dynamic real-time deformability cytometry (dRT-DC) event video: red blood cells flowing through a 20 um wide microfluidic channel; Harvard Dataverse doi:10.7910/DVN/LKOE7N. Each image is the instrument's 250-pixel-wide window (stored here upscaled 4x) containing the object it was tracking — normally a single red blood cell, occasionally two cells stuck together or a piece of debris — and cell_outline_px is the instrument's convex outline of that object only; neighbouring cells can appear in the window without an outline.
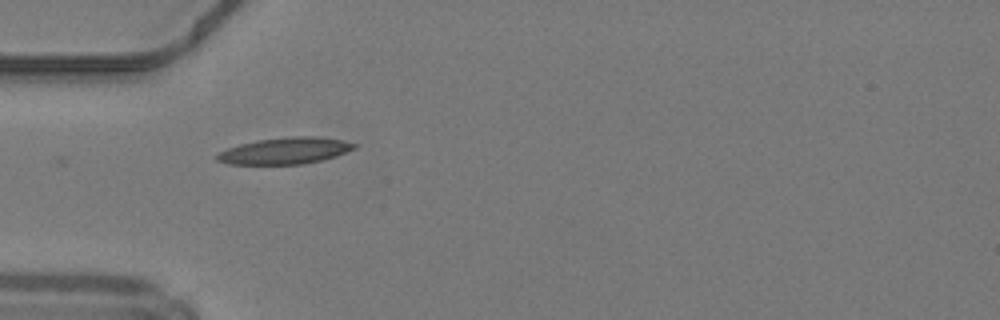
{"species": "common noctule bat (a hibernating species)", "species_latin": "Nyctalus noctula", "temperature_condition": "warm", "stored_images_in_passage": 34, "camera_frame_rate_fps": 3000, "um_per_image_px": 0.085, "animal": {"sex": "male", "body_mass_g": 19.2, "forearm_length_mm": 51.8}, "frame": {"image": 1, "passage_image": 1, "time_ms": 0.0, "image_size_px": [1000, 320], "cell_outline_px": [[356, 148], [336, 156], [320, 160], [300, 164], [228, 164], [216, 160], [216, 156], [220, 152], [228, 148], [240, 144], [256, 140], [288, 136], [316, 136], [340, 140], [356, 144]], "centroid_in_image_um": [24.21, 12.81], "position_along_channel_um": 60.8, "area_um2": 21.04}}
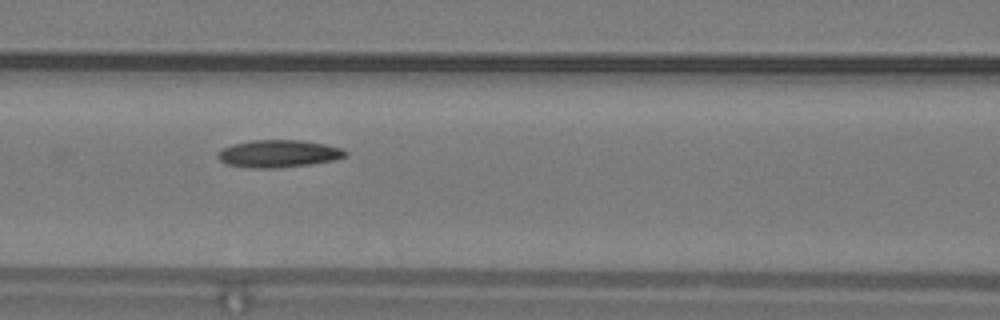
{"frame": {"image": 2, "passage_image": 7, "time_ms": 2.0, "image_size_px": [1000, 320], "cell_outline_px": [[348, 156], [336, 160], [280, 168], [248, 168], [228, 164], [220, 160], [216, 156], [224, 148], [232, 144], [252, 140], [300, 140], [324, 144], [344, 148], [348, 152]], "centroid_in_image_um": [23.73, 13.06], "position_along_channel_um": 142.9, "area_um2": 20.46}}
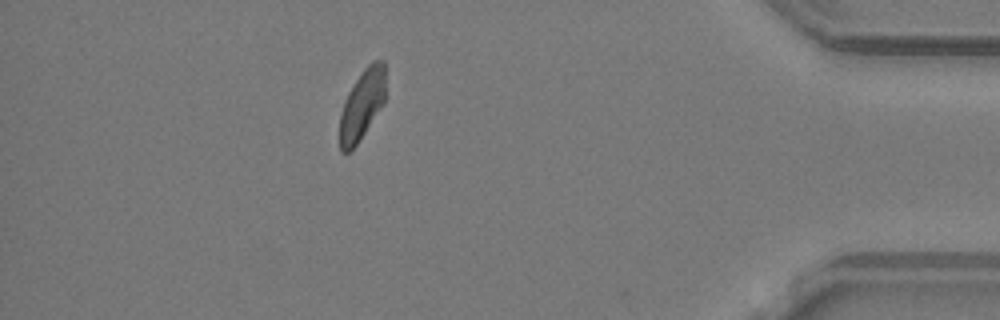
{"frame": {"image": 3, "passage_image": 29, "time_ms": 9.333, "image_size_px": [1000, 320], "cell_outline_px": [[384, 104], [356, 144], [348, 152], [340, 152], [340, 116], [344, 100], [348, 92], [364, 68], [372, 60], [384, 60]], "centroid_in_image_um": [30.77, 8.88], "position_along_channel_um": 404.4, "area_um2": 18.38}}